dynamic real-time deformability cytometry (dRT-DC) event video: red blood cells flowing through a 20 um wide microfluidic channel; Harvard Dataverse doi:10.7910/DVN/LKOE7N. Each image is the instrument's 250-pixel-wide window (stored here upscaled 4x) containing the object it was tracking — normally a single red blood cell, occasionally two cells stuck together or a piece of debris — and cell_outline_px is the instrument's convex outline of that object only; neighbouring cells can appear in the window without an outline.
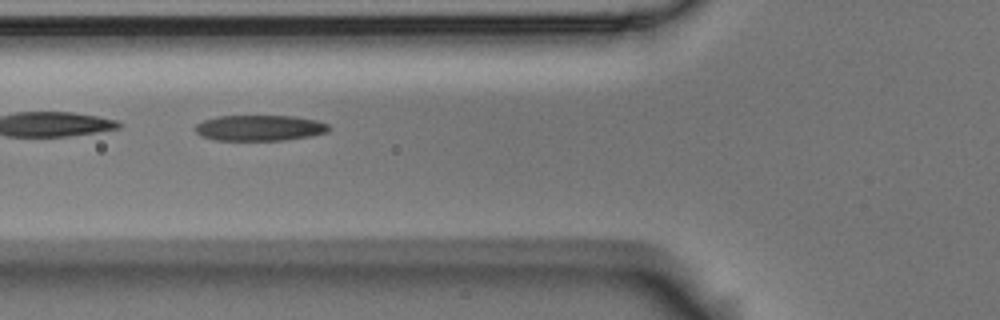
{"species": "Egyptian fruit bat (a non-hibernating species)", "species_latin": "Rousettus aegyptiacus", "temperature_condition": "room temperature", "stored_images_in_passage": 4, "camera_frame_rate_fps": 3000, "um_per_image_px": 0.085, "animal": {"sex": "male"}, "frame": {"image": 1, "passage_image": 3, "time_ms": 0.667, "image_size_px": [1000, 320], "cell_outline_px": [[332, 128], [328, 132], [312, 136], [284, 140], [216, 140], [200, 136], [196, 132], [196, 124], [204, 120], [216, 116], [296, 116], [316, 120], [328, 124]], "centroid_in_image_um": [22.1, 10.87], "position_along_channel_um": 103.7, "area_um2": 20.17}}